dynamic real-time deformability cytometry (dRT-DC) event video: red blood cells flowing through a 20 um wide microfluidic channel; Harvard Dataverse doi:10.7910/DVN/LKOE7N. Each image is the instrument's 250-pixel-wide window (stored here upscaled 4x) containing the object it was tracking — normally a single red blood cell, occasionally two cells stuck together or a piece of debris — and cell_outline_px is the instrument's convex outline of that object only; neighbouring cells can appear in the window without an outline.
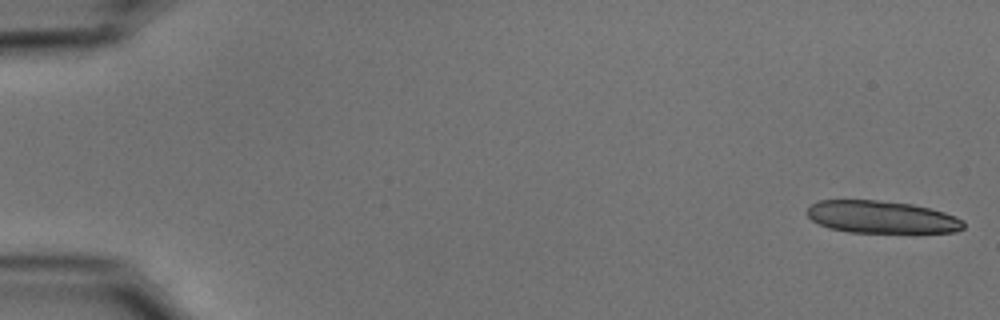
{"species": "common noctule bat (a hibernating species)", "species_latin": "Nyctalus noctula", "temperature_condition": "cold", "stored_images_in_passage": 22, "camera_frame_rate_fps": 3000, "um_per_image_px": 0.085, "animal": {"sex": "male", "body_mass_g": 15.6}, "frame": {"image": 1, "passage_image": 1, "time_ms": 0.0, "image_size_px": [1000, 320], "cell_outline_px": [[964, 228], [956, 232], [848, 232], [828, 228], [812, 220], [804, 212], [812, 204], [820, 200], [876, 200], [912, 204], [944, 212], [956, 216], [964, 220]], "centroid_in_image_um": [74.93, 18.45], "position_along_channel_um": 10.1, "area_um2": 29.54}}
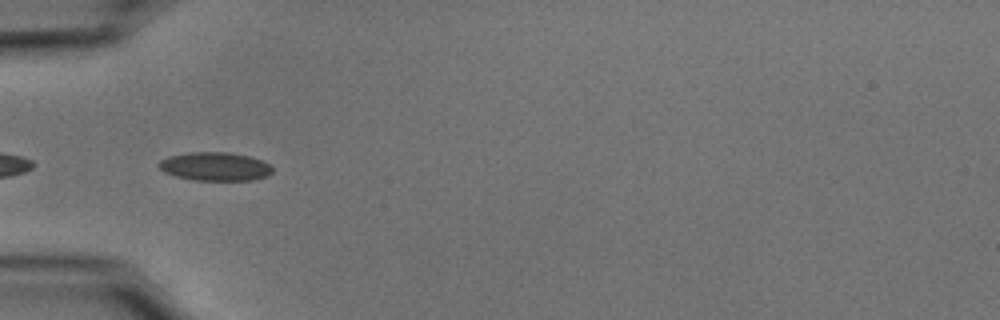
{"frame": {"image": 2, "passage_image": 18, "time_ms": 5.667, "image_size_px": [1000, 320], "cell_outline_px": [[272, 172], [268, 176], [252, 180], [196, 180], [176, 176], [164, 172], [156, 164], [160, 160], [168, 156], [192, 152], [228, 152], [248, 156], [260, 160], [268, 164], [272, 168]], "centroid_in_image_um": [18.26, 14.15], "position_along_channel_um": 66.7, "area_um2": 18.79}}